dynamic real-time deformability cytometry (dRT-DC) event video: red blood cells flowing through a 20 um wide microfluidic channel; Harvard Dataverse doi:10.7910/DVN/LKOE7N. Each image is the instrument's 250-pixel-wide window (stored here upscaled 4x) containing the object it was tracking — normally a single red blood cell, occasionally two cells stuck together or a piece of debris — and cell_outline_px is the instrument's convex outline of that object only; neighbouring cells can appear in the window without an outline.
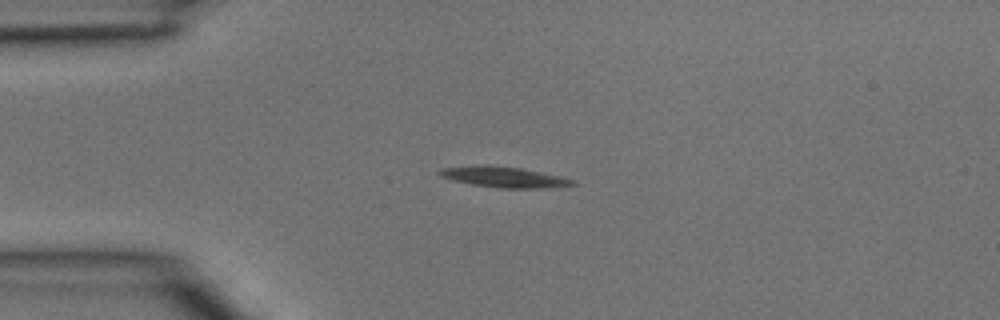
{"species": "common noctule bat (a hibernating species)", "species_latin": "Nyctalus noctula", "temperature_condition": "room temperature", "stored_images_in_passage": 2, "camera_frame_rate_fps": 3000, "um_per_image_px": 0.085, "animal": {"sex": "male", "body_mass_g": 15.6}, "frame": {"image": 1, "passage_image": 1, "time_ms": 0.0, "image_size_px": [1000, 320], "cell_outline_px": [[580, 184], [544, 188], [500, 188], [472, 184], [452, 180], [440, 176], [436, 172], [440, 168], [476, 164], [488, 164], [520, 168], [560, 176], [576, 180]], "centroid_in_image_um": [42.8, 15.03], "position_along_channel_um": 42.2, "area_um2": 16.3}}